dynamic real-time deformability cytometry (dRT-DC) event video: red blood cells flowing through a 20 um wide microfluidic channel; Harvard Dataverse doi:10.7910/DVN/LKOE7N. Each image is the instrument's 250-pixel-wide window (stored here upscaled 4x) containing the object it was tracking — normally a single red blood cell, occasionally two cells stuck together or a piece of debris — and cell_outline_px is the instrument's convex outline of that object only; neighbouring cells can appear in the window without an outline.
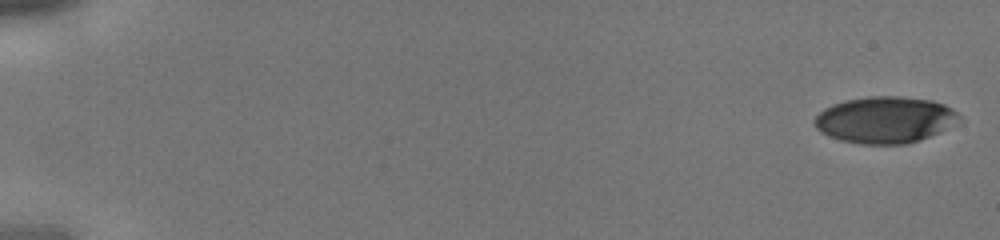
{"species": "human", "species_latin": "Homo sapiens", "temperature_condition": "cold", "stored_images_in_passage": 43, "camera_frame_rate_fps": 3000, "um_per_image_px": 0.085, "donor": {"sex": "male"}, "frame": {"image": 1, "passage_image": 1, "time_ms": 0.0, "image_size_px": [1000, 240], "cell_outline_px": [[960, 120], [956, 124], [940, 132], [920, 140], [904, 144], [860, 144], [840, 140], [828, 136], [820, 132], [816, 128], [812, 120], [824, 108], [832, 104], [844, 100], [868, 96], [900, 96], [932, 100], [944, 104], [952, 108], [960, 116]], "centroid_in_image_um": [75.22, 10.18], "position_along_channel_um": 9.8, "area_um2": 39.59}}
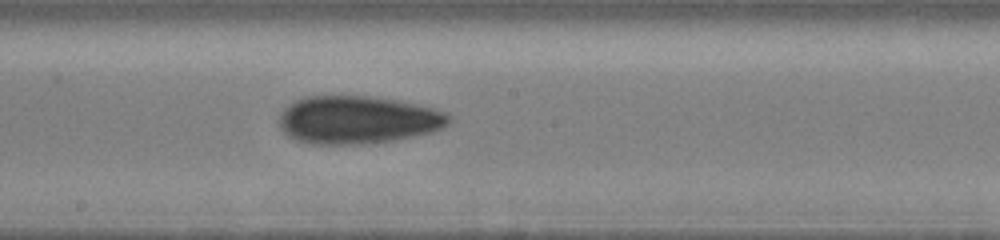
{"frame": {"image": 2, "passage_image": 25, "time_ms": 8.0, "image_size_px": [1000, 240], "cell_outline_px": [[452, 120], [444, 128], [432, 132], [396, 140], [364, 144], [312, 144], [296, 140], [284, 132], [280, 128], [280, 112], [288, 104], [304, 96], [368, 96], [400, 100], [448, 112], [452, 116]], "centroid_in_image_um": [30.44, 10.18], "position_along_channel_um": 217.8, "area_um2": 47.8}}
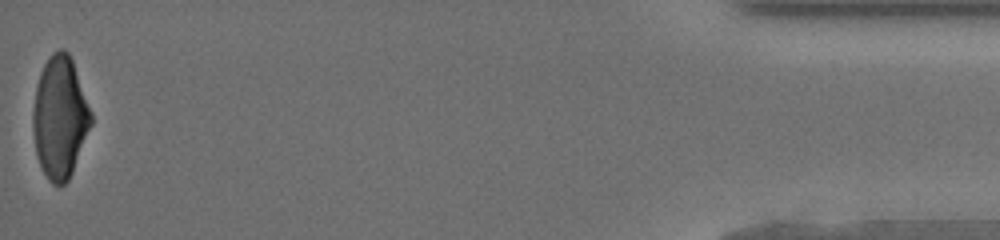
{"frame": {"image": 3, "passage_image": 43, "time_ms": 14.0, "image_size_px": [1000, 240], "cell_outline_px": [[92, 124], [72, 172], [68, 180], [64, 184], [52, 184], [48, 180], [36, 156], [32, 128], [32, 112], [36, 88], [40, 72], [48, 56], [52, 52], [60, 48], [64, 48], [68, 52], [72, 60], [92, 112]], "centroid_in_image_um": [5.08, 9.96], "position_along_channel_um": 430.1, "area_um2": 41.38}}